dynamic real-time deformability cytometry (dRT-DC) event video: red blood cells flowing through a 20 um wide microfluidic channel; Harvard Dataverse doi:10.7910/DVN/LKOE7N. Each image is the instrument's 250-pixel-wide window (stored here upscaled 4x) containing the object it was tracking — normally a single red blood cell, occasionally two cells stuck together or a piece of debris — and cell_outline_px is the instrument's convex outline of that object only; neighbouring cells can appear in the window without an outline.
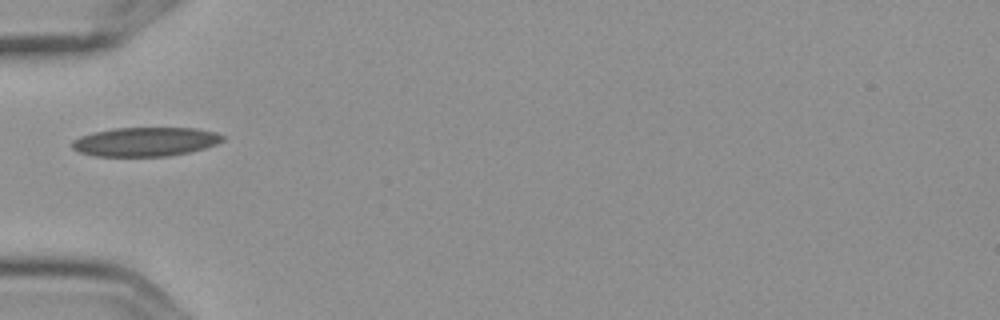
{"species": "Egyptian fruit bat (a non-hibernating species)", "species_latin": "Rousettus aegyptiacus", "temperature_condition": "cold", "stored_images_in_passage": 2, "camera_frame_rate_fps": 3000, "um_per_image_px": 0.085, "frame": {"image": 1, "passage_image": 2, "time_ms": 0.333, "image_size_px": [1000, 320], "cell_outline_px": [[224, 140], [216, 144], [204, 148], [188, 152], [168, 156], [92, 156], [80, 152], [72, 148], [72, 140], [80, 136], [92, 132], [112, 128], [196, 128], [216, 132], [224, 136]], "centroid_in_image_um": [12.33, 12.04], "position_along_channel_um": 72.7, "area_um2": 25.55}}